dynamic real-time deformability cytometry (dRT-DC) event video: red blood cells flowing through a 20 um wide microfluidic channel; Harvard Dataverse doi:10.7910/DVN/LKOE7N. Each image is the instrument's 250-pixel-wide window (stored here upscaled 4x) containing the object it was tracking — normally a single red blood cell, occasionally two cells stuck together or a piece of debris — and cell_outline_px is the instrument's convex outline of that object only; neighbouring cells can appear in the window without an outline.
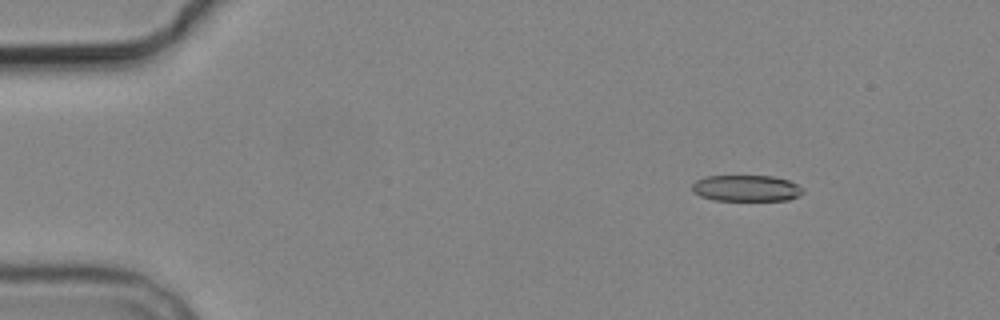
{"species": "common noctule bat (a hibernating species)", "species_latin": "Nyctalus noctula", "temperature_condition": "cold", "stored_images_in_passage": 7, "camera_frame_rate_fps": 3000, "um_per_image_px": 0.085, "animal": {"sex": "male", "body_mass_g": 19.2, "forearm_length_mm": 51.8}, "frame": {"image": 1, "passage_image": 2, "time_ms": 2.0, "image_size_px": [1000, 320], "cell_outline_px": [[804, 192], [800, 196], [788, 200], [712, 200], [700, 196], [692, 192], [692, 184], [696, 180], [704, 176], [772, 176], [788, 180], [804, 188]], "centroid_in_image_um": [63.43, 16.0], "position_along_channel_um": 21.6, "area_um2": 17.11}}
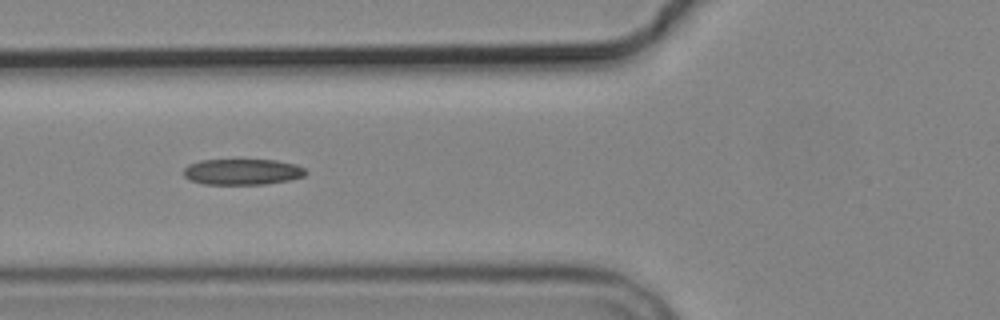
{"frame": {"image": 2, "passage_image": 6, "time_ms": 6.667, "image_size_px": [1000, 320], "cell_outline_px": [[308, 172], [304, 176], [288, 180], [264, 184], [204, 184], [192, 180], [184, 176], [184, 168], [188, 164], [200, 160], [276, 160], [296, 164], [304, 168]], "centroid_in_image_um": [20.61, 14.6], "position_along_channel_um": 105.2, "area_um2": 18.38}}
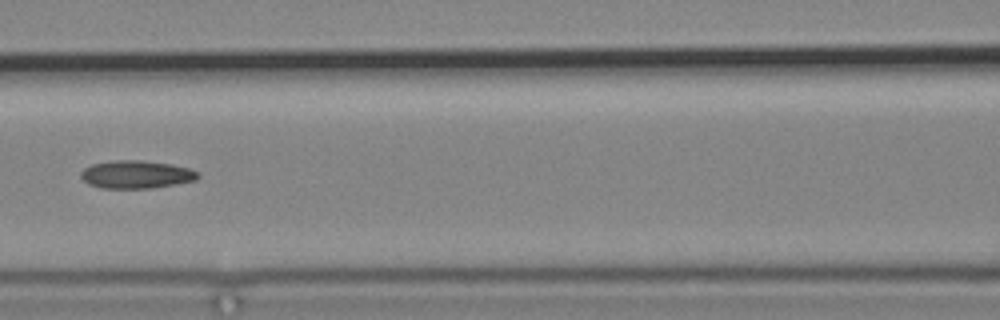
{"frame": {"image": 3, "passage_image": 7, "time_ms": 8.0, "image_size_px": [1000, 320], "cell_outline_px": [[200, 176], [196, 180], [176, 184], [152, 188], [100, 188], [88, 184], [80, 176], [80, 172], [84, 168], [92, 164], [112, 160], [140, 160], [172, 164], [188, 168], [200, 172]], "centroid_in_image_um": [11.58, 14.83], "position_along_channel_um": 155.0, "area_um2": 19.19}}